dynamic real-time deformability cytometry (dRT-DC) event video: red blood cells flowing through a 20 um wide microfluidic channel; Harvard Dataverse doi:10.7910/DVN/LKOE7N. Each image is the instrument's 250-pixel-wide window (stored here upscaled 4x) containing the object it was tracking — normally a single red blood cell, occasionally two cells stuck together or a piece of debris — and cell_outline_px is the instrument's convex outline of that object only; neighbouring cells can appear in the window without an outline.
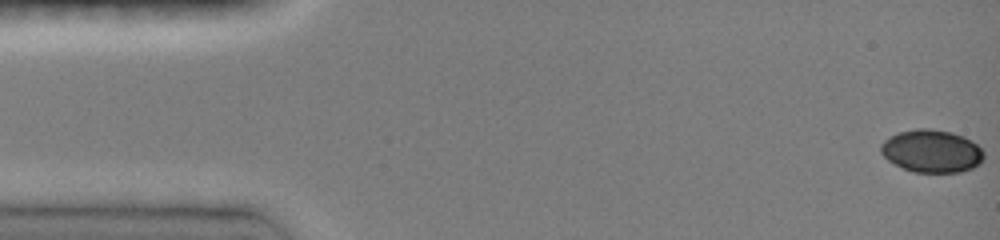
{"species": "common noctule bat (a hibernating species)", "species_latin": "Nyctalus noctula", "temperature_condition": "room temperature", "stored_images_in_passage": 10, "camera_frame_rate_fps": 3000, "um_per_image_px": 0.085, "animal": {"sex": "female", "body_mass_g": 19.0, "forearm_length_mm": 51.5}, "frame": {"image": 1, "passage_image": 1, "time_ms": 0.0, "image_size_px": [1000, 240], "cell_outline_px": [[984, 160], [980, 164], [972, 168], [960, 172], [912, 172], [888, 160], [880, 152], [880, 144], [884, 140], [896, 132], [916, 128], [928, 128], [952, 132], [964, 136], [976, 144], [984, 152]], "centroid_in_image_um": [79.19, 12.83], "position_along_channel_um": 5.8, "area_um2": 25.84}}
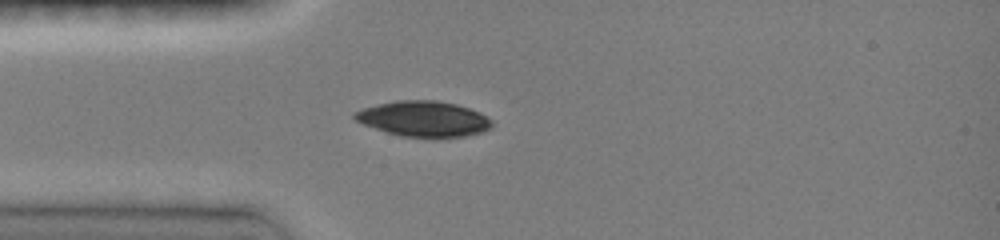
{"frame": {"image": 2, "passage_image": 7, "time_ms": 4.0, "image_size_px": [1000, 240], "cell_outline_px": [[492, 128], [484, 132], [464, 136], [436, 140], [400, 136], [364, 124], [356, 120], [352, 116], [352, 112], [360, 108], [396, 100], [436, 100], [456, 104], [480, 112], [492, 120]], "centroid_in_image_um": [36.03, 10.13], "position_along_channel_um": 49.0, "area_um2": 29.13}}